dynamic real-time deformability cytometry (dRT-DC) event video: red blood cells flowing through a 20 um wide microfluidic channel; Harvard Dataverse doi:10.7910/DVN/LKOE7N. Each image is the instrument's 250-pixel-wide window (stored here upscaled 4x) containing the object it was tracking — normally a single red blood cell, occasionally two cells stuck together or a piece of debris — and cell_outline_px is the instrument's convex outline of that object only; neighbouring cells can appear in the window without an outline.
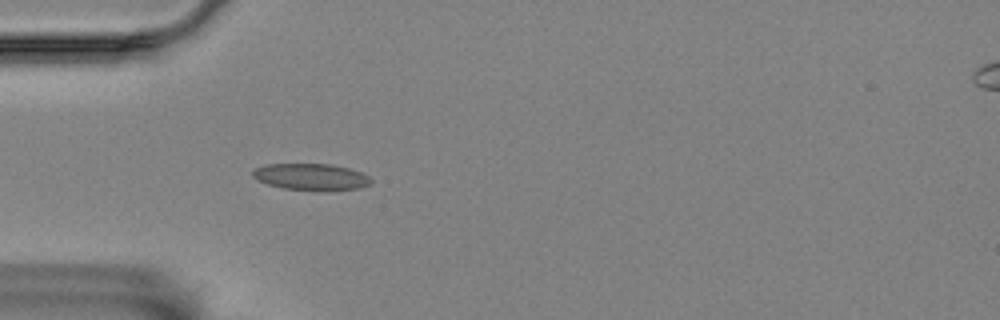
{"species": "Egyptian fruit bat (a non-hibernating species)", "species_latin": "Rousettus aegyptiacus", "temperature_condition": "room temperature", "stored_images_in_passage": 41, "camera_frame_rate_fps": 3000, "um_per_image_px": 0.085, "animal": {"sex": "female"}, "frame": {"image": 1, "passage_image": 1, "time_ms": 0.0, "image_size_px": [1000, 320], "cell_outline_px": [[372, 180], [368, 184], [360, 188], [284, 188], [268, 184], [256, 180], [252, 176], [252, 172], [256, 168], [264, 164], [328, 164], [348, 168], [360, 172], [368, 176]], "centroid_in_image_um": [26.36, 14.98], "position_along_channel_um": 58.6, "area_um2": 17.4}}
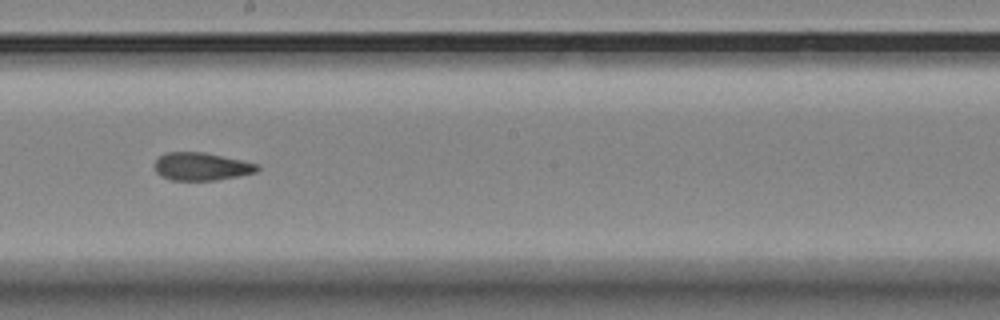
{"frame": {"image": 2, "passage_image": 16, "time_ms": 5.0, "image_size_px": [1000, 320], "cell_outline_px": [[260, 168], [256, 172], [216, 180], [172, 180], [160, 176], [156, 172], [152, 164], [160, 156], [168, 152], [204, 152], [240, 160], [256, 164]], "centroid_in_image_um": [17.06, 14.15], "position_along_channel_um": 231.1, "area_um2": 16.53}}
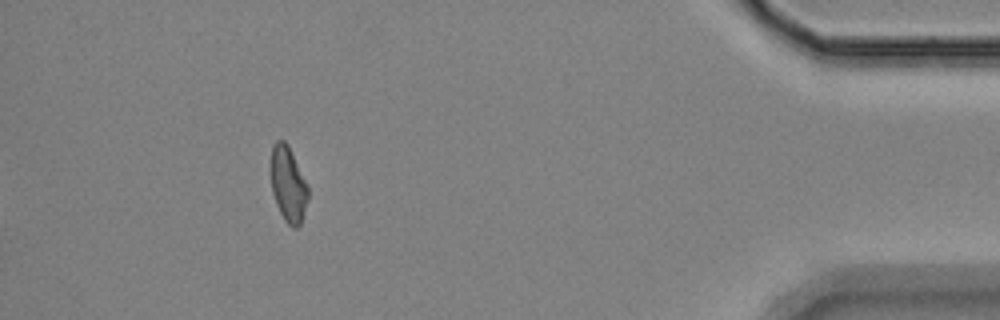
{"frame": {"image": 3, "passage_image": 36, "time_ms": 11.667, "image_size_px": [1000, 320], "cell_outline_px": [[308, 200], [300, 224], [296, 228], [292, 228], [284, 220], [276, 204], [272, 192], [268, 172], [268, 168], [272, 144], [276, 140], [284, 140], [288, 144], [308, 188]], "centroid_in_image_um": [24.43, 15.62], "position_along_channel_um": 410.8, "area_um2": 16.76}, "authors_computed_cell_mechanics": {"area_um2": 16.8198, "velocity_mm_per_s": 3.4995, "shape_relaxation_time_tau1_ms": null, "shape_relaxation_time_tau2_ms": 3.5926, "deformation_change_tau1": null, "deformation_change_tau2": 0.0933}}